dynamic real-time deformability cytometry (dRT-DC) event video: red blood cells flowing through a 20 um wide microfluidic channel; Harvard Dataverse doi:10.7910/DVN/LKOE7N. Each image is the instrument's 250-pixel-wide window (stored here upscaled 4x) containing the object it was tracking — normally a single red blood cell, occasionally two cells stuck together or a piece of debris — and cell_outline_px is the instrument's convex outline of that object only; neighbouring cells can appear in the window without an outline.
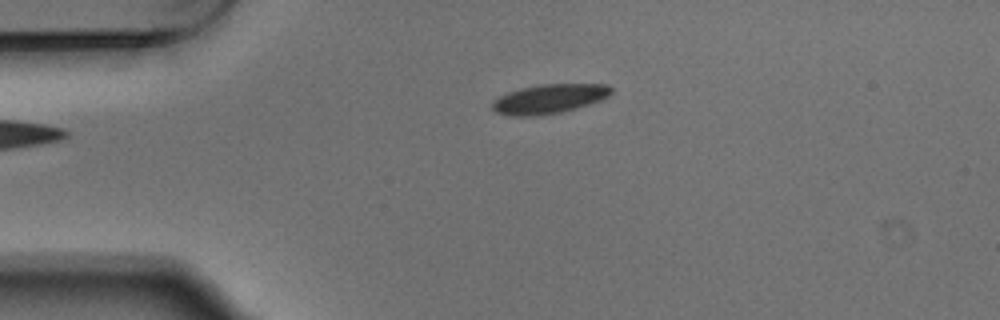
{"species": "Egyptian fruit bat (a non-hibernating species)", "species_latin": "Rousettus aegyptiacus", "temperature_condition": "warm", "stored_images_in_passage": 2, "camera_frame_rate_fps": 3000, "um_per_image_px": 0.085, "animal": {"sex": "male"}, "frame": {"image": 1, "passage_image": 2, "time_ms": 0.333, "image_size_px": [1000, 320], "cell_outline_px": [[612, 92], [608, 96], [600, 100], [576, 108], [560, 112], [540, 116], [508, 116], [496, 112], [492, 108], [492, 100], [508, 92], [520, 88], [540, 84], [604, 84], [612, 88]], "centroid_in_image_um": [46.64, 8.41], "position_along_channel_um": 38.4, "area_um2": 20.35}}